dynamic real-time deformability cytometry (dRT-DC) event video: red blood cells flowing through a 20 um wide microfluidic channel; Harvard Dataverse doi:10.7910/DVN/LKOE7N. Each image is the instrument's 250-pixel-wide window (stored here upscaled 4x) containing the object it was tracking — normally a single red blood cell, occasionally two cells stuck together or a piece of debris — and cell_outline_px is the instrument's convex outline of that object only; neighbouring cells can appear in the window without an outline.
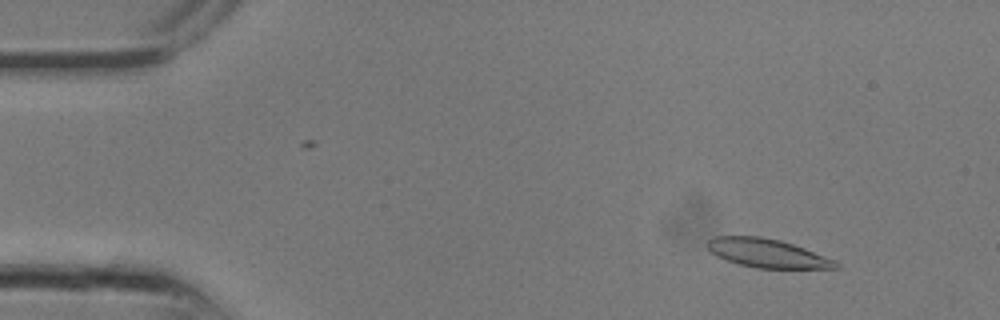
{"species": "common noctule bat (a hibernating species)", "species_latin": "Nyctalus noctula", "temperature_condition": "room temperature", "stored_images_in_passage": 8, "camera_frame_rate_fps": 3000, "um_per_image_px": 0.085, "animal": {"sex": "male", "body_mass_g": 13.3}, "frame": {"image": 1, "passage_image": 3, "time_ms": 0.667, "image_size_px": [1000, 320], "cell_outline_px": [[840, 268], [756, 268], [740, 264], [716, 256], [708, 248], [708, 240], [716, 236], [760, 236], [780, 240], [804, 248], [836, 260], [840, 264]], "centroid_in_image_um": [65.25, 21.52], "position_along_channel_um": 19.8, "area_um2": 21.27}}
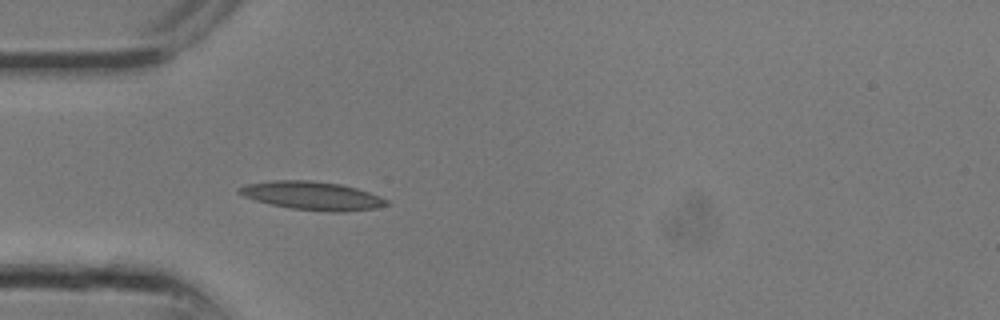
{"frame": {"image": 2, "passage_image": 8, "time_ms": 2.333, "image_size_px": [1000, 320], "cell_outline_px": [[392, 204], [376, 208], [344, 212], [328, 212], [292, 208], [272, 204], [256, 200], [244, 196], [236, 192], [236, 188], [244, 184], [272, 180], [308, 180], [340, 184], [356, 188], [368, 192], [388, 200]], "centroid_in_image_um": [26.53, 16.63], "position_along_channel_um": 58.5, "area_um2": 24.39}}